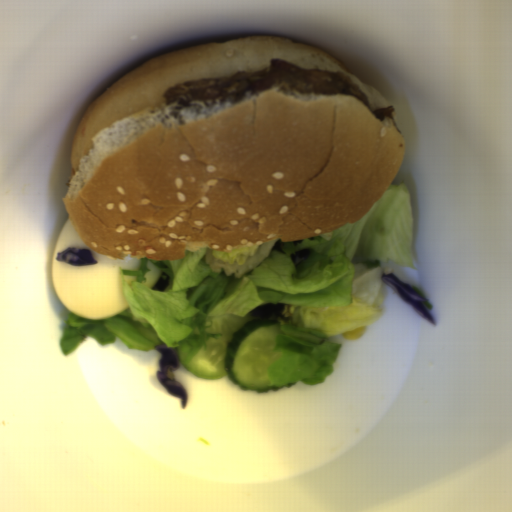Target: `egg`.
Here are the masks:
<instances>
[{"label": "egg", "instance_id": "obj_1", "mask_svg": "<svg viewBox=\"0 0 512 512\" xmlns=\"http://www.w3.org/2000/svg\"><path fill=\"white\" fill-rule=\"evenodd\" d=\"M69 246L89 249L97 264L82 267L56 261V253ZM140 262L141 258H106L91 250L69 217L54 248L53 289L60 303L72 314L97 320L109 319L128 308L122 291L121 269L138 270Z\"/></svg>", "mask_w": 512, "mask_h": 512}]
</instances>
